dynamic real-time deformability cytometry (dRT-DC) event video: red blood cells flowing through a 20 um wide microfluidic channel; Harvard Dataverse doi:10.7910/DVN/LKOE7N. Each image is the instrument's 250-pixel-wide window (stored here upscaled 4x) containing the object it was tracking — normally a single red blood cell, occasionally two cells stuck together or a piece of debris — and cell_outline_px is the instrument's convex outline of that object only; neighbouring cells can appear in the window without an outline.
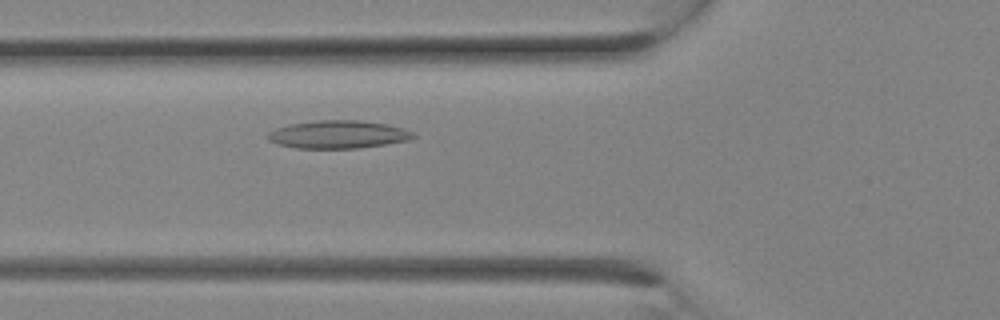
{"species": "Egyptian fruit bat (a non-hibernating species)", "species_latin": "Rousettus aegyptiacus", "temperature_condition": "room temperature", "stored_images_in_passage": 7, "camera_frame_rate_fps": 3000, "um_per_image_px": 0.085, "animal": {"sex": "female"}, "frame": {"image": 1, "passage_image": 7, "time_ms": 2.0, "image_size_px": [1000, 320], "cell_outline_px": [[416, 136], [408, 140], [360, 148], [296, 148], [276, 144], [268, 140], [268, 132], [276, 128], [288, 124], [316, 120], [360, 120], [388, 124], [404, 128], [412, 132]], "centroid_in_image_um": [28.72, 11.42], "position_along_channel_um": 97.1, "area_um2": 23.76}}